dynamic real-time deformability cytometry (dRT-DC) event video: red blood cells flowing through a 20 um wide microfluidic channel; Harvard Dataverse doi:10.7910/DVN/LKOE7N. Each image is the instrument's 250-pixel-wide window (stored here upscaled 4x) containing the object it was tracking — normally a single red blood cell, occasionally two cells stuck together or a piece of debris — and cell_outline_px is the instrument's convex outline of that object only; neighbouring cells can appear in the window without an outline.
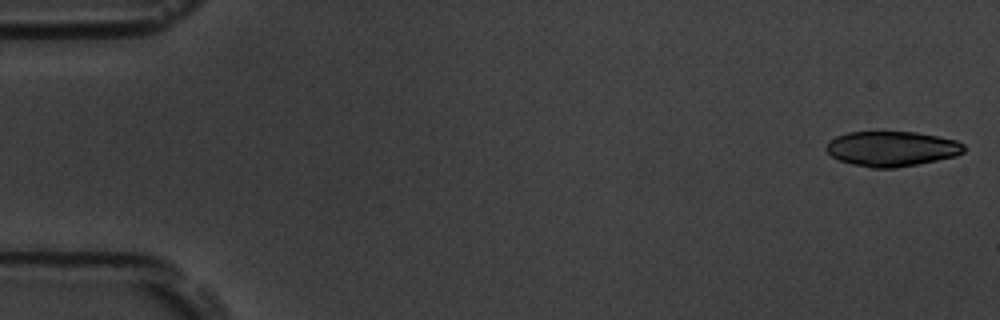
{"species": "common noctule bat (a hibernating species)", "species_latin": "Nyctalus noctula", "temperature_condition": "room temperature", "stored_images_in_passage": 55, "camera_frame_rate_fps": 3000, "um_per_image_px": 0.085, "animal": {"sex": "male", "body_mass_g": 19.5, "forearm_length_mm": 54.6}, "frame": {"image": 1, "passage_image": 1, "time_ms": 0.0, "image_size_px": [1000, 320], "cell_outline_px": [[964, 152], [956, 156], [896, 168], [872, 168], [852, 164], [840, 160], [832, 156], [824, 148], [836, 136], [848, 132], [916, 132], [956, 140], [964, 144]], "centroid_in_image_um": [75.8, 12.64], "position_along_channel_um": 9.2, "area_um2": 27.92}}